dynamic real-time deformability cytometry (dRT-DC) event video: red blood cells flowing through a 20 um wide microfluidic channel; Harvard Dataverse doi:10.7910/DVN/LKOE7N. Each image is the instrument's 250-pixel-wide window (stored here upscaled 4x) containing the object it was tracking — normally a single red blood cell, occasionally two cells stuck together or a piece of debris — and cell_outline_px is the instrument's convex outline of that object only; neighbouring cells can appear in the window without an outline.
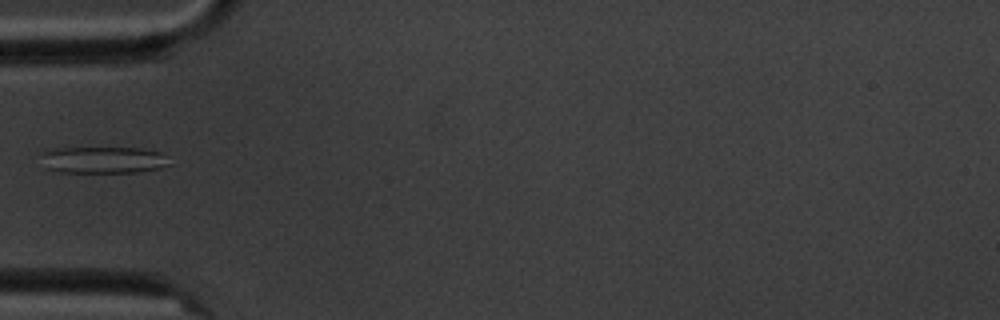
{"species": "common noctule bat (a hibernating species)", "species_latin": "Nyctalus noctula", "temperature_condition": "cold", "stored_images_in_passage": 3, "camera_frame_rate_fps": 3000, "um_per_image_px": 0.085, "animal": {"sex": "male", "body_mass_g": 20.1, "forearm_length_mm": 53.5}, "frame": {"image": 1, "passage_image": 3, "time_ms": 2.333, "image_size_px": [1000, 320], "cell_outline_px": [[172, 164], [160, 168], [136, 172], [60, 172], [44, 168], [40, 152], [52, 148], [140, 148], [160, 152]], "centroid_in_image_um": [8.72, 13.59], "position_along_channel_um": 76.3, "area_um2": 20.11}}